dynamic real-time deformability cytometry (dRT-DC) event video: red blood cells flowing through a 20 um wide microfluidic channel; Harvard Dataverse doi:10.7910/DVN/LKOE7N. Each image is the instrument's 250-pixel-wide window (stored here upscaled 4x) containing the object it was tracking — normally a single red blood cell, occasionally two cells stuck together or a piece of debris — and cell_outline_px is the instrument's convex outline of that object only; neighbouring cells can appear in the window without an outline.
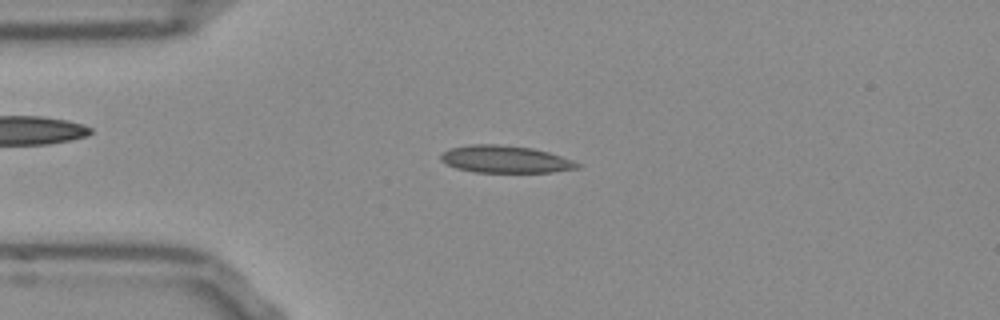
{"species": "Egyptian fruit bat (a non-hibernating species)", "species_latin": "Rousettus aegyptiacus", "temperature_condition": "room temperature", "stored_images_in_passage": 52, "camera_frame_rate_fps": 3000, "um_per_image_px": 0.085, "frame": {"image": 1, "passage_image": 12, "time_ms": 3.667, "image_size_px": [1000, 320], "cell_outline_px": [[580, 168], [552, 172], [476, 172], [456, 168], [440, 160], [440, 152], [448, 148], [468, 144], [500, 144], [532, 148], [548, 152], [572, 160], [580, 164]], "centroid_in_image_um": [42.9, 13.53], "position_along_channel_um": 42.1, "area_um2": 21.79}}
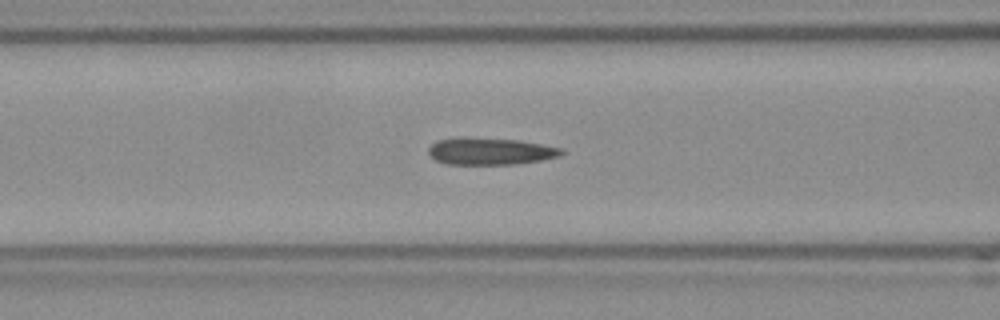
{"frame": {"image": 2, "passage_image": 20, "time_ms": 6.333, "image_size_px": [1000, 320], "cell_outline_px": [[564, 152], [560, 156], [540, 160], [512, 164], [448, 164], [436, 160], [428, 152], [428, 148], [436, 140], [516, 140], [540, 144], [560, 148]], "centroid_in_image_um": [41.7, 12.9], "position_along_channel_um": 124.9, "area_um2": 19.65}}
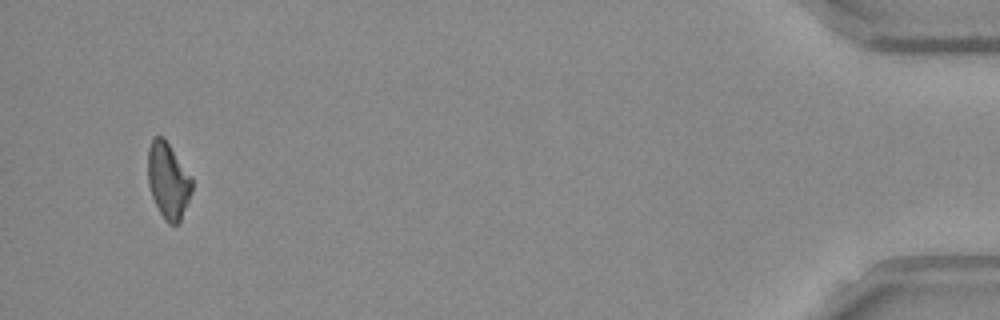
{"frame": {"image": 3, "passage_image": 50, "time_ms": 16.333, "image_size_px": [1000, 320], "cell_outline_px": [[192, 192], [188, 204], [180, 224], [168, 224], [164, 220], [152, 196], [148, 184], [148, 148], [152, 140], [156, 136], [164, 136], [192, 176]], "centroid_in_image_um": [14.32, 15.36], "position_along_channel_um": 420.9, "area_um2": 19.88}}